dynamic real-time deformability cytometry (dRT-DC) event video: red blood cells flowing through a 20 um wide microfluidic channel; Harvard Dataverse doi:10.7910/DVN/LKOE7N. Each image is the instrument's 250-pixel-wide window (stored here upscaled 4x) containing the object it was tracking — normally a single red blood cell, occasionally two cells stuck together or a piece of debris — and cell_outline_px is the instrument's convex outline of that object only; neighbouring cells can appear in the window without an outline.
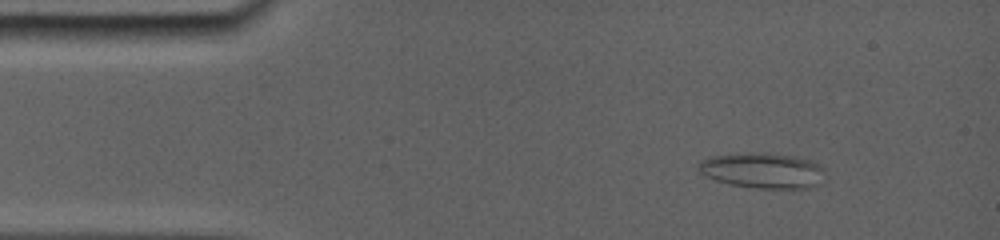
{"species": "common noctule bat (a hibernating species)", "species_latin": "Nyctalus noctula", "temperature_condition": "room temperature", "stored_images_in_passage": 31, "camera_frame_rate_fps": 5000, "um_per_image_px": 0.085, "animal": {"sex": "female", "body_mass_g": 19.0, "forearm_length_mm": 56.7}, "frame": {"image": 1, "passage_image": 3, "time_ms": 1.0, "image_size_px": [1000, 240], "cell_outline_px": [[816, 168], [808, 184], [804, 188], [760, 188], [732, 184], [716, 180], [700, 172], [700, 164], [708, 160], [728, 156], [772, 156], [796, 160], [808, 164]], "centroid_in_image_um": [64.54, 14.59], "position_along_channel_um": 20.5, "area_um2": 21.5}}
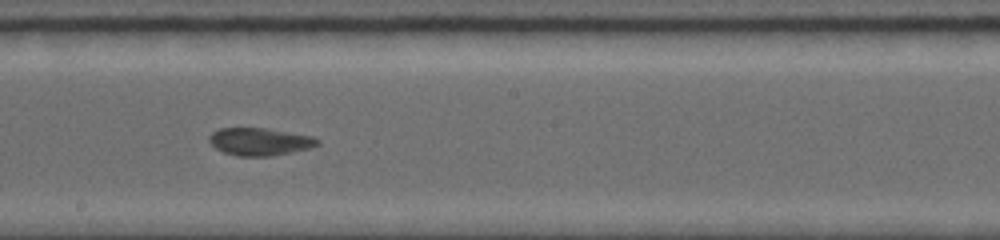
{"frame": {"image": 2, "passage_image": 18, "time_ms": 8.2, "image_size_px": [1000, 240], "cell_outline_px": [[320, 144], [308, 148], [292, 152], [272, 156], [236, 156], [224, 152], [216, 148], [208, 140], [208, 136], [212, 132], [220, 128], [264, 128], [312, 136], [320, 140]], "centroid_in_image_um": [22.06, 12.04], "position_along_channel_um": 226.1, "area_um2": 17.34}}
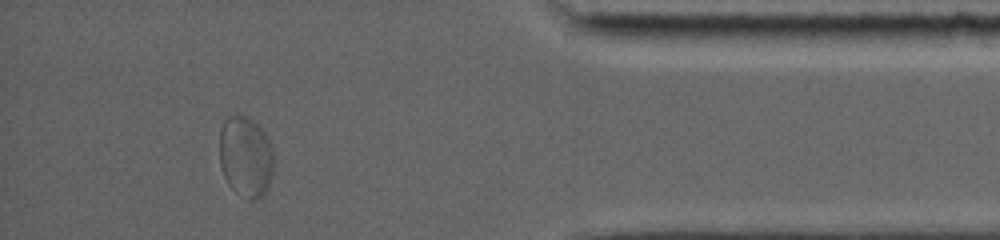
{"frame": {"image": 3, "passage_image": 28, "time_ms": 13.8, "image_size_px": [1000, 240], "cell_outline_px": [[272, 172], [268, 184], [264, 192], [256, 200], [248, 200], [236, 192], [228, 184], [224, 176], [220, 164], [220, 128], [224, 120], [228, 116], [248, 116], [264, 132], [272, 148]], "centroid_in_image_um": [20.85, 13.31], "position_along_channel_um": 414.3, "area_um2": 25.26}}